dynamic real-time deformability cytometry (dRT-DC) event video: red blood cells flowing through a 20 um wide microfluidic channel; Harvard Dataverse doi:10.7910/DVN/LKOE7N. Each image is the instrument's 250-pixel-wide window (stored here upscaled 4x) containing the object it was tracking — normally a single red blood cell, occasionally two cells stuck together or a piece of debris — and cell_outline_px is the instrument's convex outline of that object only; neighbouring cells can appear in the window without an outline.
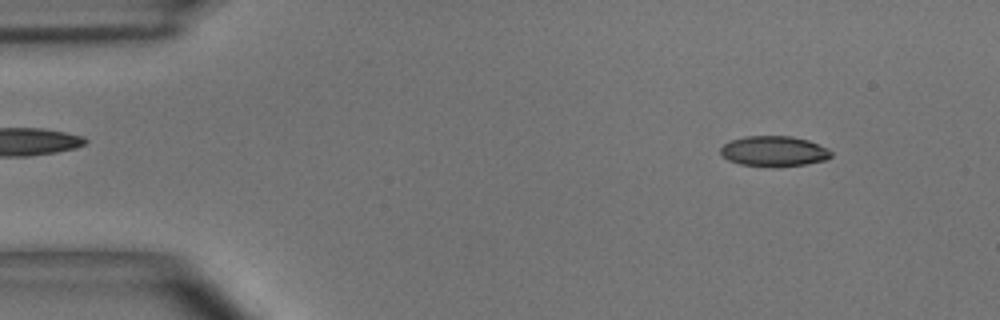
{"species": "common noctule bat (a hibernating species)", "species_latin": "Nyctalus noctula", "temperature_condition": "room temperature", "stored_images_in_passage": 10, "camera_frame_rate_fps": 3000, "um_per_image_px": 0.085, "animal": {"sex": "male", "body_mass_g": 15.6}, "frame": {"image": 1, "passage_image": 2, "time_ms": 0.333, "image_size_px": [1000, 320], "cell_outline_px": [[832, 156], [824, 160], [804, 164], [740, 164], [728, 160], [720, 156], [720, 148], [728, 140], [744, 136], [792, 136], [808, 140], [828, 148], [832, 152]], "centroid_in_image_um": [65.74, 12.8], "position_along_channel_um": 19.3, "area_um2": 19.02}}